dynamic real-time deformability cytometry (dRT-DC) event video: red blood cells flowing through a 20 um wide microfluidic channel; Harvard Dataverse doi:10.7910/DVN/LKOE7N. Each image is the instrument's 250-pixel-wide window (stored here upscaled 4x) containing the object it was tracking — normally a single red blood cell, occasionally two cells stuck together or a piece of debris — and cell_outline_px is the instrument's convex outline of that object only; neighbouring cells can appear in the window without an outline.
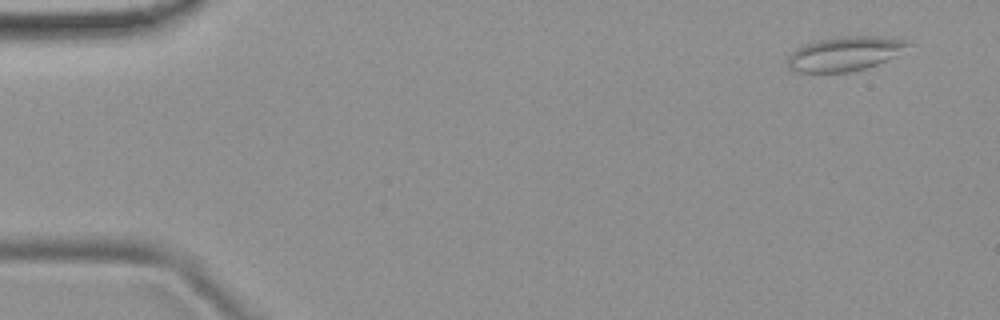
{"species": "common noctule bat (a hibernating species)", "species_latin": "Nyctalus noctula", "temperature_condition": "room temperature", "stored_images_in_passage": 6, "camera_frame_rate_fps": 3000, "um_per_image_px": 0.085, "animal": {"sex": "female", "body_mass_g": 19.9}, "frame": {"image": 1, "passage_image": 1, "time_ms": 0.0, "image_size_px": [1000, 320], "cell_outline_px": [[912, 44], [892, 56], [876, 64], [864, 68], [848, 72], [792, 72], [788, 68], [788, 56], [796, 48], [804, 44], [820, 40], [840, 36], [880, 36], [908, 40]], "centroid_in_image_um": [71.75, 4.56], "position_along_channel_um": 13.2, "area_um2": 23.81}}
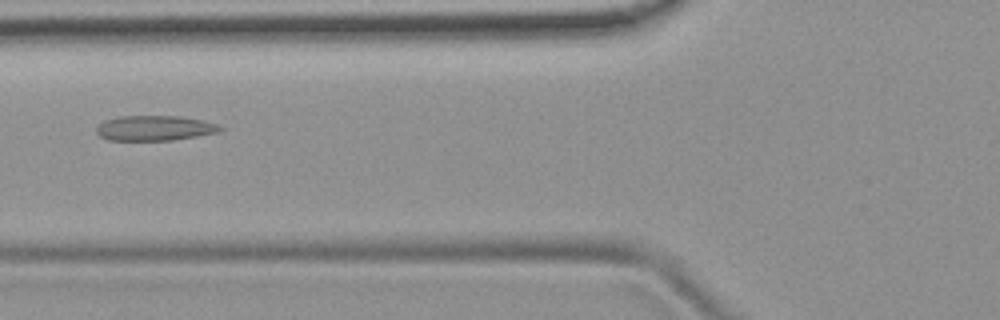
{"frame": {"image": 2, "passage_image": 6, "time_ms": 5.667, "image_size_px": [1000, 320], "cell_outline_px": [[224, 128], [220, 132], [172, 140], [108, 140], [100, 136], [96, 132], [96, 124], [104, 120], [120, 116], [180, 116], [200, 120], [216, 124]], "centroid_in_image_um": [13.1, 10.89], "position_along_channel_um": 112.7, "area_um2": 18.09}}